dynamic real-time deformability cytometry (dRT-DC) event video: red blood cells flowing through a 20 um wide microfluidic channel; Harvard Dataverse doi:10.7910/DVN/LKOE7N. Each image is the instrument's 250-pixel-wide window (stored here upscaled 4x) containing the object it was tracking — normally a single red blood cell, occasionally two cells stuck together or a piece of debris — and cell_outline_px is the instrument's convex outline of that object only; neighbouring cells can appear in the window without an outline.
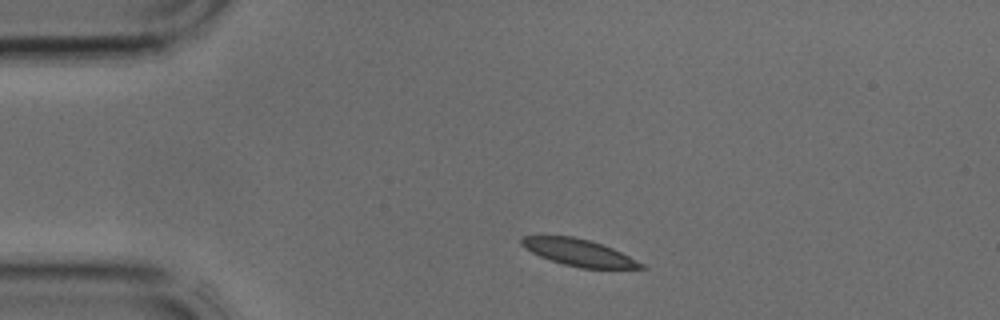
{"species": "common noctule bat (a hibernating species)", "species_latin": "Nyctalus noctula", "temperature_condition": "cold", "stored_images_in_passage": 1, "camera_frame_rate_fps": 3000, "um_per_image_px": 0.085, "animal": {"sex": "male", "body_mass_g": 17.9, "forearm_length_mm": 54.2}, "frame": {"image": 1, "passage_image": 1, "time_ms": 0.0, "image_size_px": [1000, 320], "cell_outline_px": [[648, 268], [580, 268], [564, 264], [540, 256], [524, 248], [520, 244], [520, 240], [524, 236], [572, 236], [588, 240], [612, 248], [644, 264]], "centroid_in_image_um": [49.17, 21.46], "position_along_channel_um": 35.8, "area_um2": 18.32}}